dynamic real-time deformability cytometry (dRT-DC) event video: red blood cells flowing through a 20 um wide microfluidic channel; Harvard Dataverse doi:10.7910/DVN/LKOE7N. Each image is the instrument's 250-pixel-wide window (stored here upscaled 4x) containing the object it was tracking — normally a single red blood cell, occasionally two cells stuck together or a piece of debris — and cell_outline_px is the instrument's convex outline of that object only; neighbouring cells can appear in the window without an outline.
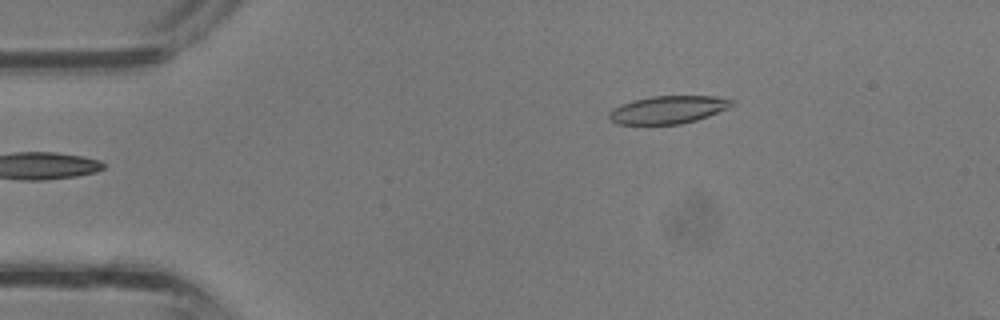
{"species": "common noctule bat (a hibernating species)", "species_latin": "Nyctalus noctula", "temperature_condition": "room temperature", "stored_images_in_passage": 33, "segment_of_instrument_passage": [1, 2], "camera_frame_rate_fps": 3000, "um_per_image_px": 0.085, "animal": {"sex": "male", "body_mass_g": 13.3}, "frame": {"image": 1, "passage_image": 1, "time_ms": 0.0, "image_size_px": [1000, 320], "cell_outline_px": [[736, 100], [728, 108], [708, 116], [696, 120], [680, 124], [616, 124], [608, 116], [608, 112], [612, 108], [620, 104], [632, 100], [652, 96], [716, 96]], "centroid_in_image_um": [56.77, 9.32], "position_along_channel_um": 28.2, "area_um2": 19.94}}
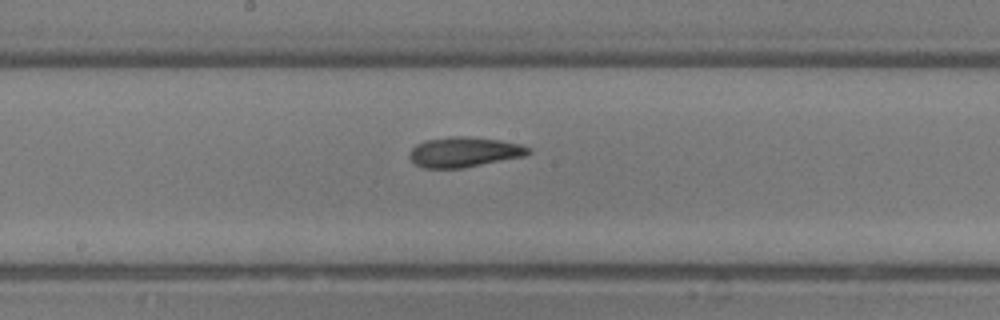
{"frame": {"image": 2, "passage_image": 14, "time_ms": 4.333, "image_size_px": [1000, 320], "cell_outline_px": [[532, 152], [524, 156], [464, 168], [424, 168], [416, 164], [408, 156], [412, 148], [416, 144], [424, 140], [448, 136], [464, 136], [500, 140], [520, 144], [532, 148]], "centroid_in_image_um": [39.46, 12.92], "position_along_channel_um": 208.7, "area_um2": 20.98}}
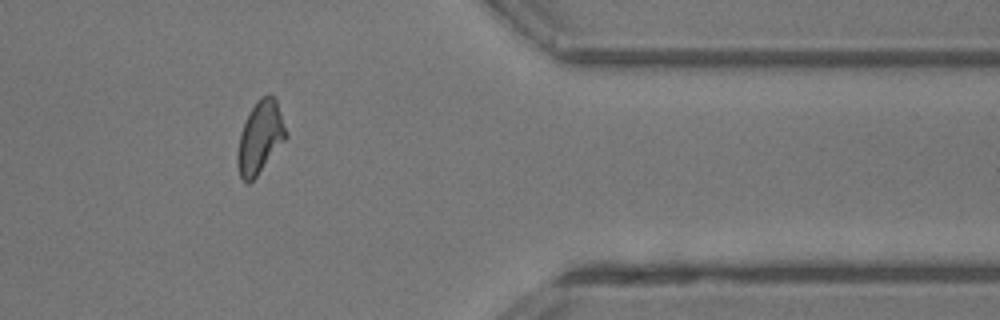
{"frame": {"image": 3, "passage_image": 25, "time_ms": 8.0, "image_size_px": [1000, 320], "cell_outline_px": [[288, 136], [256, 176], [248, 184], [240, 176], [236, 164], [236, 156], [240, 132], [256, 100], [260, 96], [268, 92], [276, 100], [288, 132]], "centroid_in_image_um": [22.11, 11.65], "position_along_channel_um": 389.3, "area_um2": 20.35}}